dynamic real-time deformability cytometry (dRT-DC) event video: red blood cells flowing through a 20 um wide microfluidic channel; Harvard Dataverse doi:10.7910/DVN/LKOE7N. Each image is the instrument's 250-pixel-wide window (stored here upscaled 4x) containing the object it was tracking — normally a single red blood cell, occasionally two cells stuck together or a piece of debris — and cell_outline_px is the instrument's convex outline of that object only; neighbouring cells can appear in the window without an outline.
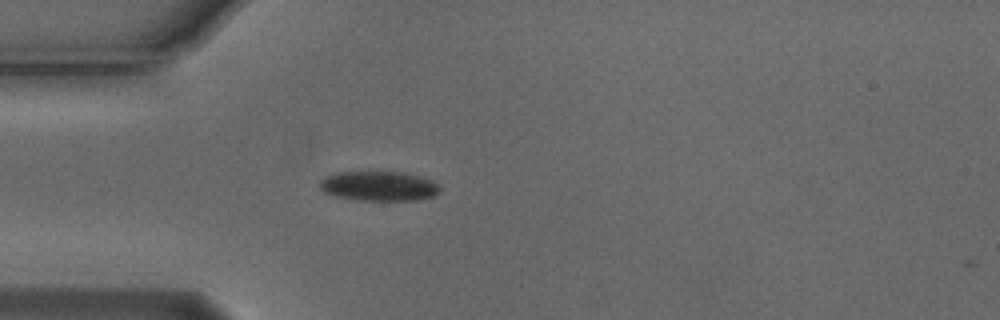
{"species": "Egyptian fruit bat (a non-hibernating species)", "species_latin": "Rousettus aegyptiacus", "temperature_condition": "cold", "stored_images_in_passage": 2, "camera_frame_rate_fps": 3000, "um_per_image_px": 0.085, "animal": {"sex": "male"}, "frame": {"image": 1, "passage_image": 1, "time_ms": 0.0, "image_size_px": [1000, 320], "cell_outline_px": [[440, 192], [432, 196], [420, 200], [356, 200], [336, 196], [324, 192], [320, 188], [320, 180], [324, 176], [336, 172], [400, 172], [420, 176], [432, 180], [440, 184]], "centroid_in_image_um": [32.21, 15.81], "position_along_channel_um": 52.8, "area_um2": 20.92}}